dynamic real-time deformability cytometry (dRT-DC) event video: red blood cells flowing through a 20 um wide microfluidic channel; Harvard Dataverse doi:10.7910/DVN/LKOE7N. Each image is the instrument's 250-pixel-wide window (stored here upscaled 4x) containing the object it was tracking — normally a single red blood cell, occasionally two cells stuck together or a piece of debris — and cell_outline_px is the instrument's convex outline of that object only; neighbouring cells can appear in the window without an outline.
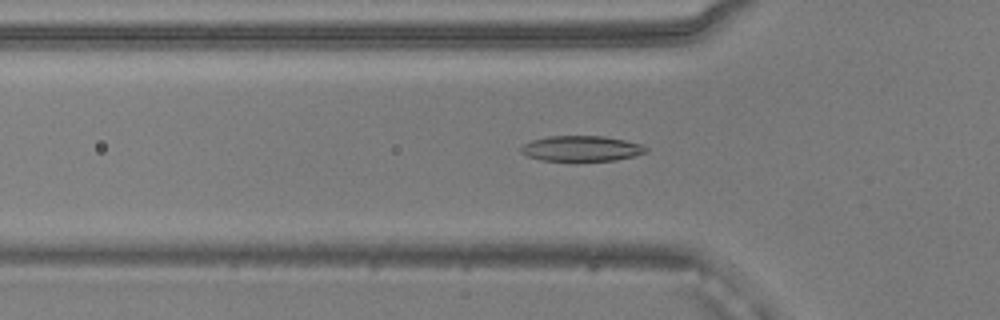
{"species": "common noctule bat (a hibernating species)", "species_latin": "Nyctalus noctula", "temperature_condition": "warm", "stored_images_in_passage": 50, "camera_frame_rate_fps": 3000, "um_per_image_px": 0.085, "animal": {"sex": "male", "body_mass_g": 20.5, "forearm_length_mm": 52.5}, "frame": {"image": 1, "passage_image": 15, "time_ms": 4.667, "image_size_px": [1000, 320], "cell_outline_px": [[648, 152], [636, 156], [616, 160], [576, 164], [540, 160], [528, 156], [520, 152], [520, 148], [524, 144], [532, 140], [548, 136], [604, 136], [624, 140], [640, 144], [648, 148]], "centroid_in_image_um": [49.42, 12.68], "position_along_channel_um": 76.4, "area_um2": 19.54}}
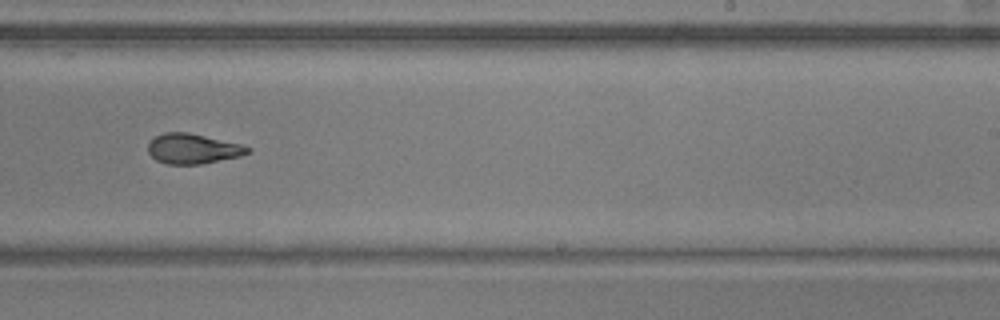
{"frame": {"image": 2, "passage_image": 30, "time_ms": 9.667, "image_size_px": [1000, 320], "cell_outline_px": [[252, 152], [240, 156], [200, 164], [168, 164], [156, 160], [148, 152], [148, 144], [156, 136], [164, 132], [188, 132], [240, 144], [252, 148]], "centroid_in_image_um": [16.4, 12.64], "position_along_channel_um": 272.6, "area_um2": 17.34}}
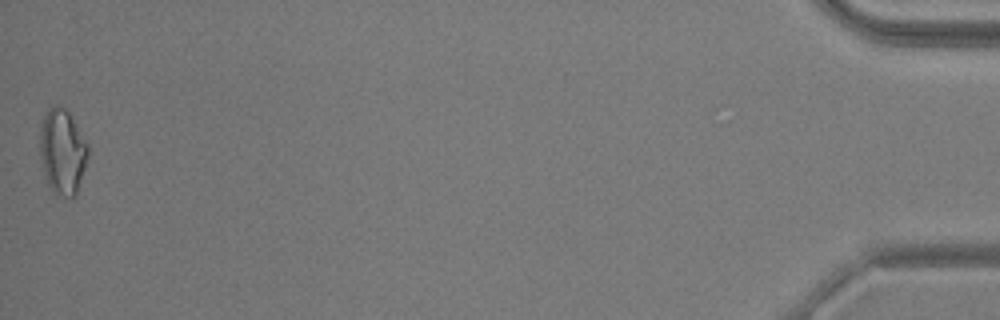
{"frame": {"image": 3, "passage_image": 50, "time_ms": 16.333, "image_size_px": [1000, 320], "cell_outline_px": [[88, 156], [76, 192], [72, 196], [56, 196], [48, 184], [44, 172], [40, 156], [40, 124], [48, 108], [56, 104], [60, 104], [68, 112], [88, 144]], "centroid_in_image_um": [5.28, 12.85], "position_along_channel_um": 429.9, "area_um2": 23.64}, "authors_computed_cell_mechanics": {"area_um2": 18.5538, "velocity_mm_per_s": 3.9084, "shape_relaxation_time_tau1_ms": 5.3388, "shape_relaxation_time_tau2_ms": 2.7424, "deformation_change_tau1": 0.146, "deformation_change_tau2": 0.0948}}